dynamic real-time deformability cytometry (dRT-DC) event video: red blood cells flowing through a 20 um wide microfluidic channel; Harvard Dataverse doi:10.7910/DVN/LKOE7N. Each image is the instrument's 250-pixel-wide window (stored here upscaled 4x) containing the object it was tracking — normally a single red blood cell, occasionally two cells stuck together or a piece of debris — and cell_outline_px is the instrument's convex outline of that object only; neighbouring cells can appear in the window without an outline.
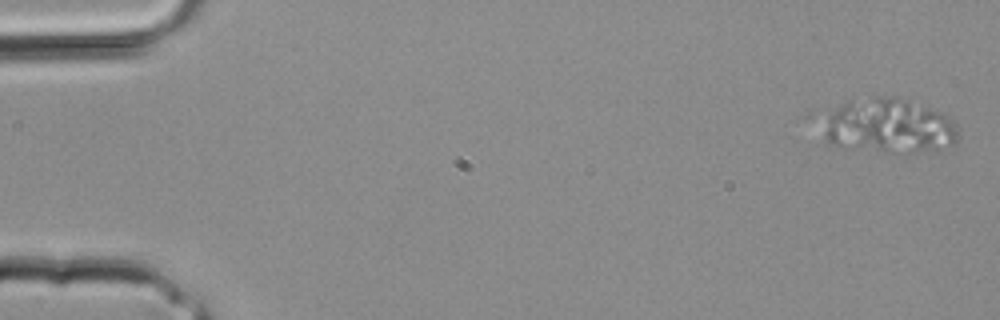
{"species": "common noctule bat (a hibernating species)", "species_latin": "Nyctalus noctula", "temperature_condition": "room temperature", "stored_images_in_passage": 6, "camera_frame_rate_fps": 3000, "um_per_image_px": 0.085, "animal": {"sex": "male", "body_mass_g": 20.4}, "frame": {"image": 1, "passage_image": 1, "time_ms": 0.0, "image_size_px": [1000, 320], "cell_outline_px": [[956, 140], [952, 144], [936, 148], [908, 152], [884, 152], [840, 148], [832, 144], [824, 136], [828, 116], [844, 104], [852, 100], [872, 96], [896, 96], [908, 100], [940, 112], [952, 120], [956, 124]], "centroid_in_image_um": [75.54, 10.71], "position_along_channel_um": 9.5, "area_um2": 42.25}}